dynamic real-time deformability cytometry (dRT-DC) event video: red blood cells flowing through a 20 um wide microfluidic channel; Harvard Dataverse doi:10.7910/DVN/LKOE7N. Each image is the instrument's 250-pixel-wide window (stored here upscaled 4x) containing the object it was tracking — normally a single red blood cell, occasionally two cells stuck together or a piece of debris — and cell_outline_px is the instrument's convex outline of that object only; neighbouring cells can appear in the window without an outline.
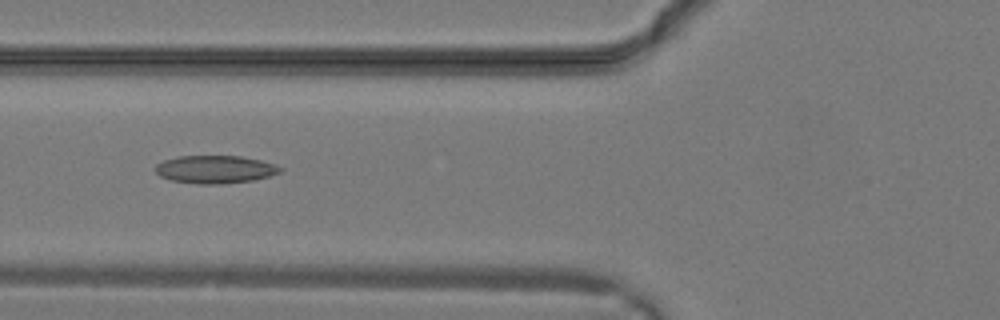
{"species": "common noctule bat (a hibernating species)", "species_latin": "Nyctalus noctula", "temperature_condition": "warm", "stored_images_in_passage": 30, "camera_frame_rate_fps": 3000, "um_per_image_px": 0.085, "animal": {"sex": "male", "body_mass_g": 19.2, "forearm_length_mm": 51.8}, "frame": {"image": 1, "passage_image": 12, "time_ms": 3.667, "image_size_px": [1000, 320], "cell_outline_px": [[284, 168], [280, 172], [268, 176], [252, 180], [224, 184], [200, 184], [172, 180], [160, 176], [156, 172], [156, 164], [164, 160], [180, 156], [240, 156], [260, 160]], "centroid_in_image_um": [18.28, 14.4], "position_along_channel_um": 107.5, "area_um2": 20.06}}
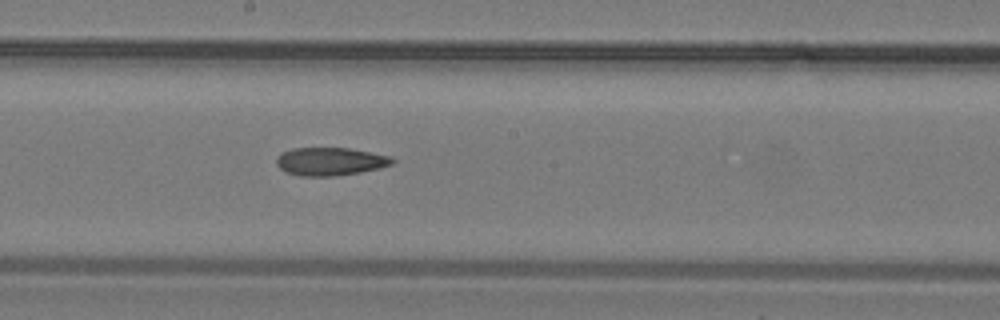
{"frame": {"image": 2, "passage_image": 17, "time_ms": 5.333, "image_size_px": [1000, 320], "cell_outline_px": [[396, 160], [392, 164], [380, 168], [360, 172], [336, 176], [300, 176], [284, 172], [276, 164], [276, 156], [280, 152], [292, 148], [348, 148], [392, 156]], "centroid_in_image_um": [28.04, 13.72], "position_along_channel_um": 220.2, "area_um2": 19.19}}
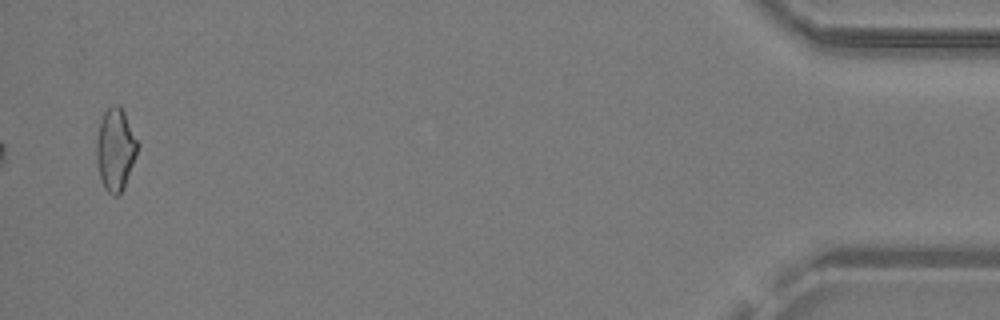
{"frame": {"image": 3, "passage_image": 30, "time_ms": 9.667, "image_size_px": [1000, 320], "cell_outline_px": [[140, 144], [136, 156], [124, 188], [120, 196], [112, 196], [104, 188], [100, 176], [96, 156], [96, 140], [100, 124], [104, 112], [112, 104], [116, 104], [124, 112]], "centroid_in_image_um": [9.83, 12.73], "position_along_channel_um": 425.4, "area_um2": 19.77}}